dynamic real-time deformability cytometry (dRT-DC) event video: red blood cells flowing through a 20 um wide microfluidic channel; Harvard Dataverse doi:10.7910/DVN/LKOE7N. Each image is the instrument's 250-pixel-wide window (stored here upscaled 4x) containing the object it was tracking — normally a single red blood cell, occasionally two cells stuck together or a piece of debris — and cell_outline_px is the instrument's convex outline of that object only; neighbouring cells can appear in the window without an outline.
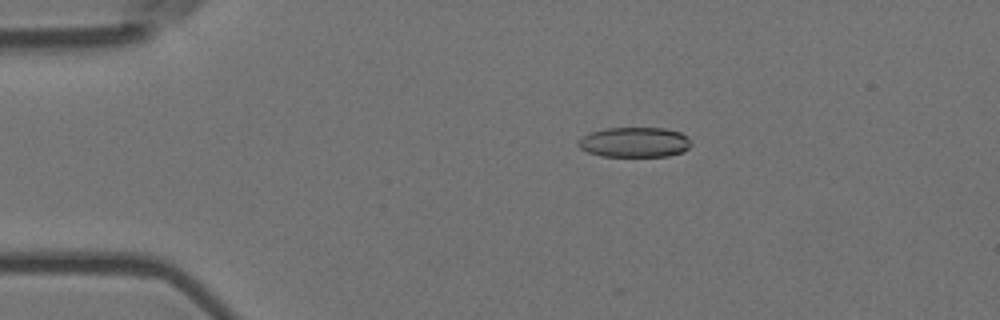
{"species": "Egyptian fruit bat (a non-hibernating species)", "species_latin": "Rousettus aegyptiacus", "temperature_condition": "room temperature", "stored_images_in_passage": 55, "camera_frame_rate_fps": 3000, "um_per_image_px": 0.085, "animal": {"sex": "female"}, "frame": {"image": 1, "passage_image": 11, "time_ms": 3.333, "image_size_px": [1000, 320], "cell_outline_px": [[692, 144], [684, 152], [668, 156], [600, 156], [588, 152], [580, 148], [576, 144], [576, 140], [592, 132], [604, 128], [664, 128], [680, 132], [688, 136]], "centroid_in_image_um": [53.95, 12.09], "position_along_channel_um": 31.1, "area_um2": 19.94}}
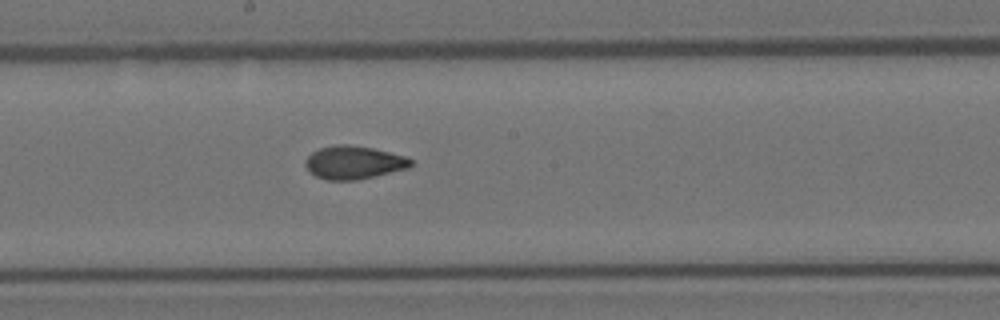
{"frame": {"image": 2, "passage_image": 30, "time_ms": 9.667, "image_size_px": [1000, 320], "cell_outline_px": [[412, 164], [408, 168], [376, 176], [356, 180], [328, 180], [316, 176], [308, 172], [304, 164], [304, 160], [312, 152], [320, 148], [336, 144], [348, 144], [372, 148], [404, 156], [412, 160]], "centroid_in_image_um": [30.02, 13.81], "position_along_channel_um": 218.2, "area_um2": 20.4}}
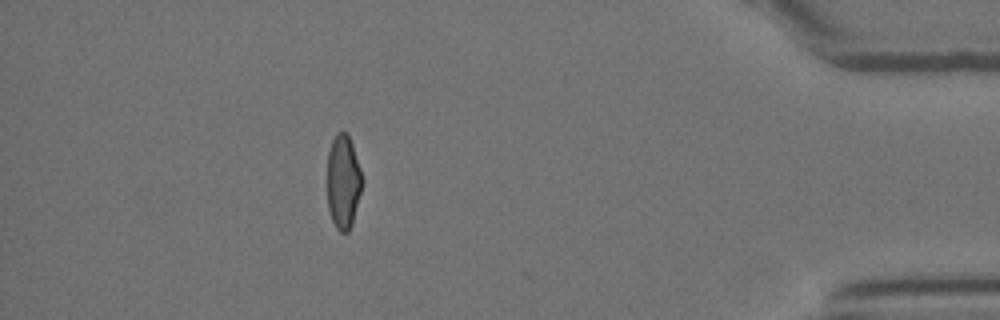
{"frame": {"image": 3, "passage_image": 49, "time_ms": 16.0, "image_size_px": [1000, 320], "cell_outline_px": [[364, 184], [352, 224], [348, 232], [340, 232], [336, 228], [332, 220], [328, 208], [328, 152], [332, 140], [336, 132], [348, 132], [364, 180]], "centroid_in_image_um": [29.2, 15.45], "position_along_channel_um": 406.0, "area_um2": 19.36}, "authors_computed_cell_mechanics": {"area_um2": 20.1722, "velocity_mm_per_s": 3.7467, "shape_relaxation_time_tau1_ms": 8.4528, "shape_relaxation_time_tau2_ms": 1.7348, "deformation_change_tau1": 0.2092, "deformation_change_tau2": 0.0647}}